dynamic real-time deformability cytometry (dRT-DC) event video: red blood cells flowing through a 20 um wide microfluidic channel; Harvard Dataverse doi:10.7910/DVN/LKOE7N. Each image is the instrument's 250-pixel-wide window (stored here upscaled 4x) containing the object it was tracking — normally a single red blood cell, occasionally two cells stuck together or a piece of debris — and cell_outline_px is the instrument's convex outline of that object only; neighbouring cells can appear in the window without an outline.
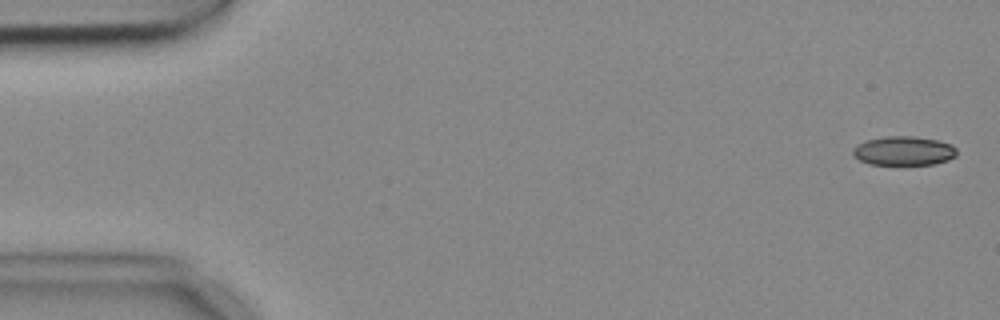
{"species": "common noctule bat (a hibernating species)", "species_latin": "Nyctalus noctula", "temperature_condition": "cold", "stored_images_in_passage": 4, "camera_frame_rate_fps": 3000, "um_per_image_px": 0.085, "animal": {"sex": "female", "body_mass_g": 18.4}, "frame": {"image": 1, "passage_image": 1, "time_ms": 0.0, "image_size_px": [1000, 320], "cell_outline_px": [[956, 156], [948, 160], [936, 164], [868, 164], [852, 156], [852, 148], [868, 140], [884, 136], [912, 136], [936, 140], [952, 144], [956, 148]], "centroid_in_image_um": [76.82, 12.82], "position_along_channel_um": 8.2, "area_um2": 17.57}}
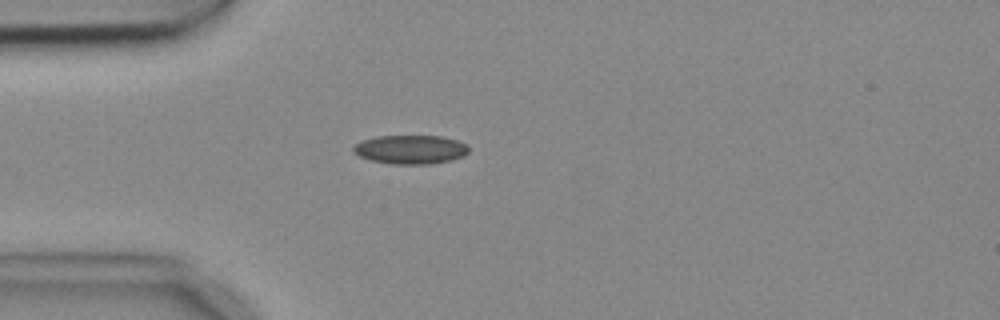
{"frame": {"image": 2, "passage_image": 4, "time_ms": 1.0, "image_size_px": [1000, 320], "cell_outline_px": [[468, 152], [464, 156], [452, 160], [432, 164], [392, 164], [372, 160], [360, 156], [352, 152], [352, 144], [360, 140], [376, 136], [444, 136], [468, 144]], "centroid_in_image_um": [34.88, 12.7], "position_along_channel_um": 50.1, "area_um2": 19.71}}